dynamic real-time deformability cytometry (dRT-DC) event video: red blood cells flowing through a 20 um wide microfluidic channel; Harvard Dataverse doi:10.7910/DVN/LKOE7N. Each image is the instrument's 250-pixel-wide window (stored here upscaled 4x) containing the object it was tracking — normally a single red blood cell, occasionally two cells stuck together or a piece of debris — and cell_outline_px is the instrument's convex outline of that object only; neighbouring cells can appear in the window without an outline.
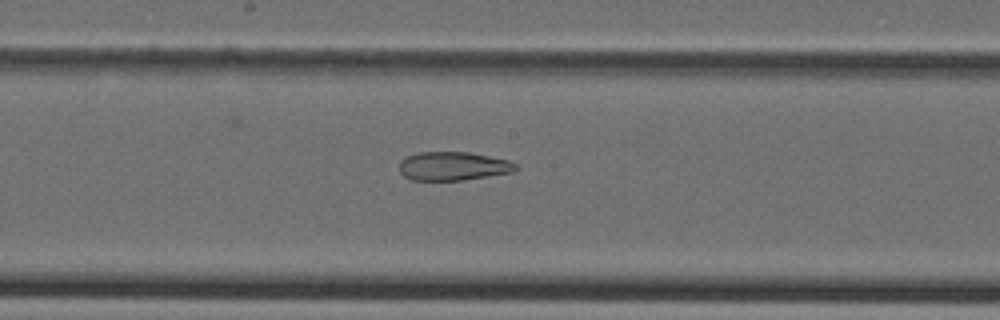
{"species": "Egyptian fruit bat (a non-hibernating species)", "species_latin": "Rousettus aegyptiacus", "temperature_condition": "cold", "stored_images_in_passage": 45, "camera_frame_rate_fps": 3000, "um_per_image_px": 0.085, "animal": {"sex": "female"}, "frame": {"image": 1, "passage_image": 24, "time_ms": 7.667, "image_size_px": [1000, 320], "cell_outline_px": [[516, 168], [512, 172], [464, 180], [412, 180], [404, 176], [400, 172], [400, 160], [408, 156], [420, 152], [468, 152], [508, 160], [516, 164]], "centroid_in_image_um": [38.49, 14.12], "position_along_channel_um": 209.7, "area_um2": 19.25}}
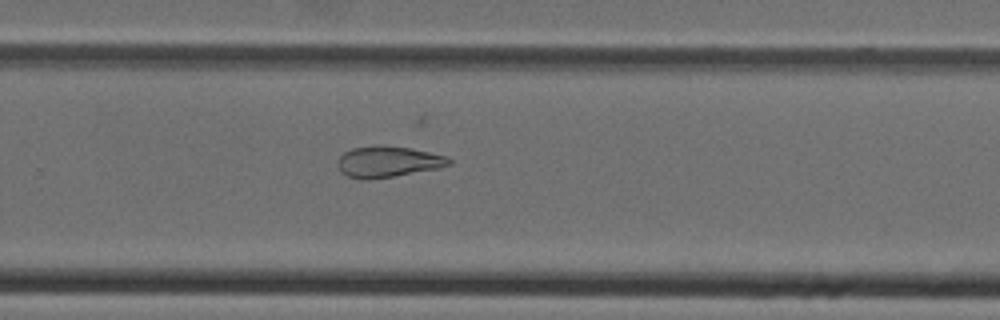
{"frame": {"image": 2, "passage_image": 30, "time_ms": 9.667, "image_size_px": [1000, 320], "cell_outline_px": [[452, 164], [440, 168], [368, 180], [364, 180], [348, 176], [340, 172], [336, 164], [340, 156], [344, 152], [352, 148], [376, 144], [380, 144], [412, 148], [448, 156], [452, 160]], "centroid_in_image_um": [32.98, 13.73], "position_along_channel_um": 296.8, "area_um2": 20.52}}
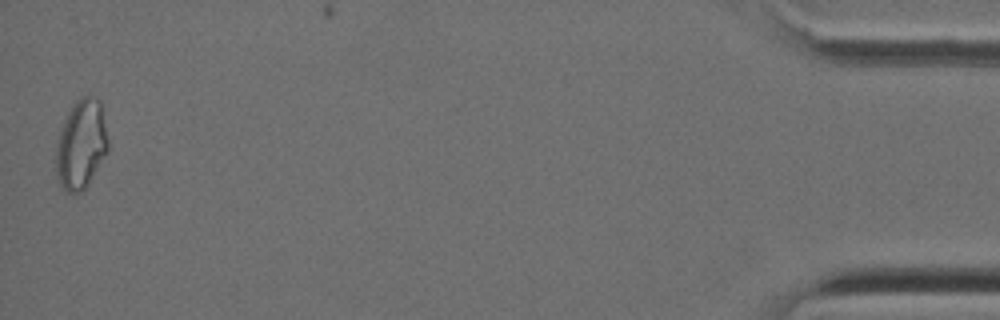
{"frame": {"image": 3, "passage_image": 45, "time_ms": 14.667, "image_size_px": [1000, 320], "cell_outline_px": [[108, 152], [88, 184], [80, 192], [68, 192], [60, 184], [56, 176], [56, 148], [60, 132], [68, 112], [76, 100], [80, 96], [92, 96], [100, 100], [108, 140]], "centroid_in_image_um": [6.91, 12.27], "position_along_channel_um": 428.3, "area_um2": 26.88}}